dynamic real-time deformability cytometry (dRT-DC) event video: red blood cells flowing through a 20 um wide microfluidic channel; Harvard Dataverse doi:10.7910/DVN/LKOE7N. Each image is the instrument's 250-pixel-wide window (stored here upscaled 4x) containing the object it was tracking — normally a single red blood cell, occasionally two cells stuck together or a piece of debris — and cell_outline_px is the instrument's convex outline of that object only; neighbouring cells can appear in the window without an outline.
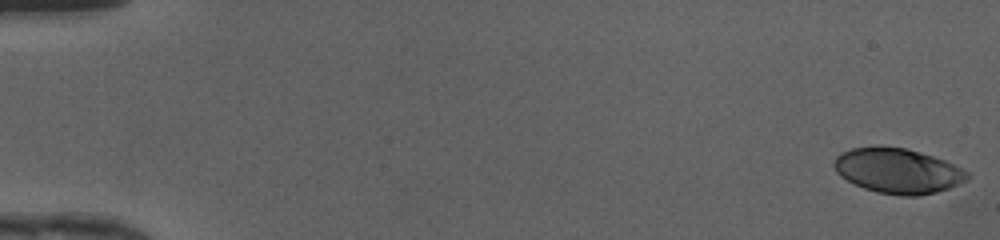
{"species": "human", "species_latin": "Homo sapiens", "temperature_condition": "cold", "stored_images_in_passage": 49, "camera_frame_rate_fps": 3000, "um_per_image_px": 0.085, "donor": {"sex": "female"}, "frame": {"image": 1, "passage_image": 1, "time_ms": 0.0, "image_size_px": [1000, 240], "cell_outline_px": [[968, 180], [948, 188], [936, 192], [920, 196], [900, 196], [876, 192], [864, 188], [840, 176], [836, 172], [832, 164], [836, 156], [852, 148], [904, 148], [920, 152], [944, 160], [964, 168], [968, 172]], "centroid_in_image_um": [76.34, 14.55], "position_along_channel_um": 8.7, "area_um2": 34.56}}
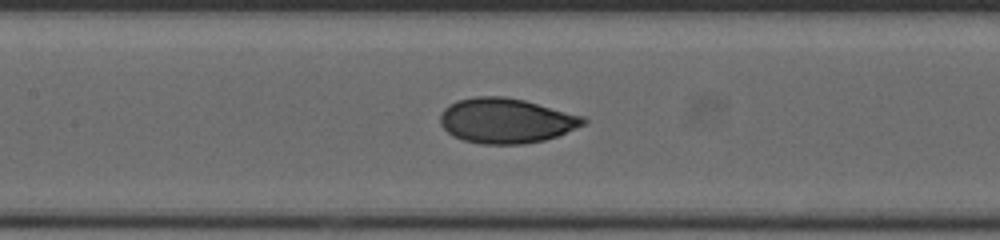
{"frame": {"image": 2, "passage_image": 24, "time_ms": 7.667, "image_size_px": [1000, 240], "cell_outline_px": [[588, 120], [584, 124], [576, 128], [556, 136], [544, 140], [520, 144], [480, 144], [464, 140], [452, 136], [440, 124], [440, 116], [444, 108], [448, 104], [456, 100], [476, 96], [504, 96], [524, 100], [584, 116]], "centroid_in_image_um": [42.99, 10.25], "position_along_channel_um": 164.4, "area_um2": 37.57}}
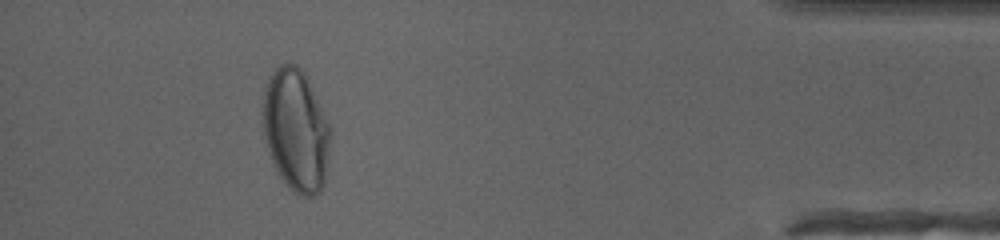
{"frame": {"image": 3, "passage_image": 45, "time_ms": 14.667, "image_size_px": [1000, 240], "cell_outline_px": [[332, 128], [324, 184], [320, 192], [316, 196], [300, 196], [288, 188], [276, 172], [272, 164], [268, 152], [264, 136], [264, 92], [268, 80], [276, 68], [280, 64], [296, 64], [304, 72]], "centroid_in_image_um": [25.17, 11.12], "position_along_channel_um": 410.0, "area_um2": 48.32}, "authors_computed_cell_mechanics": {"area_um2": 36.992, "velocity_mm_per_s": 4.2145, "shape_relaxation_time_tau1_ms": 5.5747, "shape_relaxation_time_tau2_ms": null, "deformation_change_tau1": 0.2136, "deformation_change_tau2": null}}